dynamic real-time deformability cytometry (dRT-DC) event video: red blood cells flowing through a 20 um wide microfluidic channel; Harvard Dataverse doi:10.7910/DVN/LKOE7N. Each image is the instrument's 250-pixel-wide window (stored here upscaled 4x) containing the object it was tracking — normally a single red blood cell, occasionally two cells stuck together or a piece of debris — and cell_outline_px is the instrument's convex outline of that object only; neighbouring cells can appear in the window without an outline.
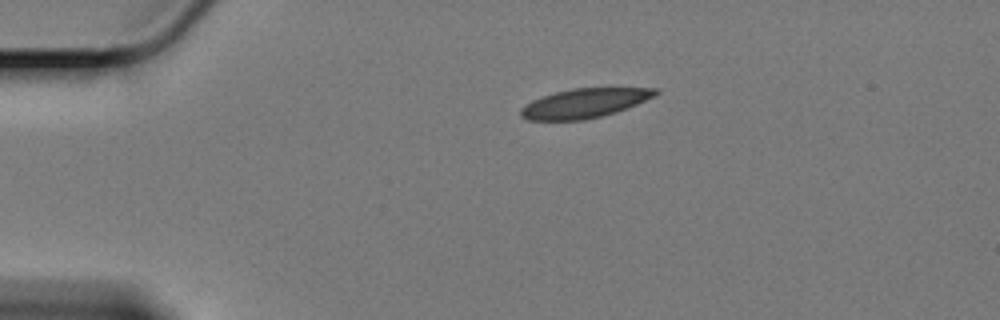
{"species": "Egyptian fruit bat (a non-hibernating species)", "species_latin": "Rousettus aegyptiacus", "temperature_condition": "cold", "stored_images_in_passage": 3, "camera_frame_rate_fps": 3000, "um_per_image_px": 0.085, "animal": {"sex": "female"}, "frame": {"image": 1, "passage_image": 1, "time_ms": 0.0, "image_size_px": [1000, 320], "cell_outline_px": [[660, 92], [656, 96], [616, 112], [600, 116], [580, 120], [528, 120], [520, 116], [520, 108], [532, 100], [540, 96], [572, 88], [660, 88]], "centroid_in_image_um": [49.68, 8.76], "position_along_channel_um": 35.3, "area_um2": 23.0}}